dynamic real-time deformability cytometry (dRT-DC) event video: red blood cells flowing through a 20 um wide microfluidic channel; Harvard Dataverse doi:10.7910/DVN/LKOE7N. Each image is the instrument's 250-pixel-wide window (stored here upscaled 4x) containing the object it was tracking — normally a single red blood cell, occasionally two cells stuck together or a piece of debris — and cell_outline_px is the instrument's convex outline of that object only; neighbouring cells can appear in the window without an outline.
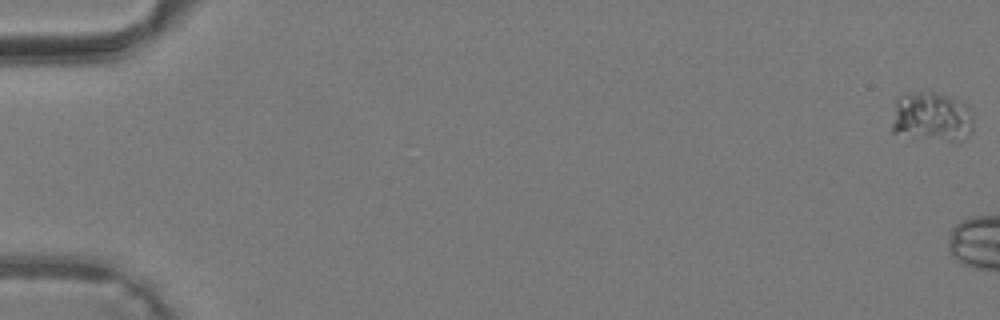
{"species": "common noctule bat (a hibernating species)", "species_latin": "Nyctalus noctula", "temperature_condition": "warm", "stored_images_in_passage": 15, "camera_frame_rate_fps": 3000, "um_per_image_px": 0.085, "animal": {"sex": "male", "body_mass_g": 19.2, "forearm_length_mm": 51.8}, "frame": {"image": 1, "passage_image": 1, "time_ms": 0.0, "image_size_px": [1000, 320], "cell_outline_px": [[972, 132], [968, 136], [956, 140], [912, 140], [892, 132], [892, 124], [896, 96], [908, 92], [932, 92], [948, 96], [964, 104], [972, 112]], "centroid_in_image_um": [79.13, 9.96], "position_along_channel_um": 5.9, "area_um2": 24.04}}